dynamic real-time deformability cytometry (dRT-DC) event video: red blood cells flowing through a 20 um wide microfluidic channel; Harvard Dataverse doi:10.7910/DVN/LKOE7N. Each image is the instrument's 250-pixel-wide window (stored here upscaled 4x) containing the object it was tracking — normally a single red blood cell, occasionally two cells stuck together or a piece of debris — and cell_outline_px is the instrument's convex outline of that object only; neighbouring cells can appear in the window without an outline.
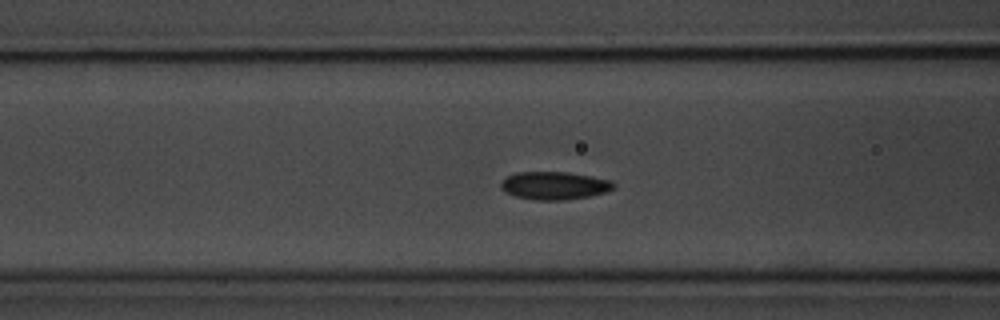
{"species": "common noctule bat (a hibernating species)", "species_latin": "Nyctalus noctula", "temperature_condition": "room temperature", "stored_images_in_passage": 48, "camera_frame_rate_fps": 3000, "um_per_image_px": 0.085, "animal": {"sex": "male", "body_mass_g": 20.1, "forearm_length_mm": 53.5}, "frame": {"image": 1, "passage_image": 21, "time_ms": 6.667, "image_size_px": [1000, 320], "cell_outline_px": [[616, 184], [612, 188], [604, 192], [592, 196], [564, 200], [536, 200], [516, 196], [504, 192], [500, 188], [500, 184], [508, 176], [516, 172], [568, 172], [592, 176], [612, 180]], "centroid_in_image_um": [47.13, 15.77], "position_along_channel_um": 119.5, "area_um2": 18.38}}
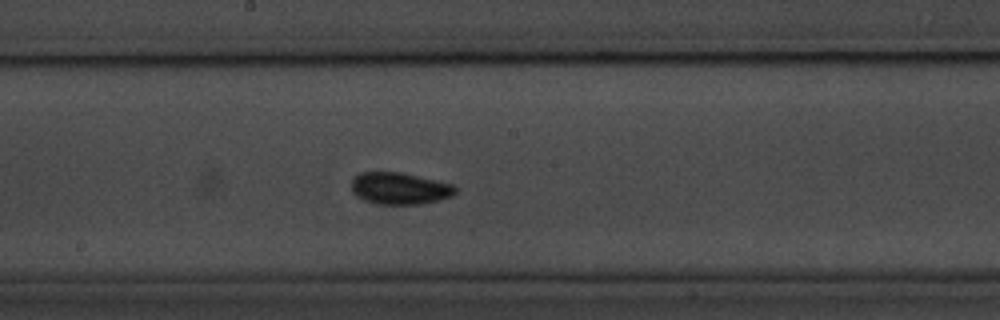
{"frame": {"image": 2, "passage_image": 29, "time_ms": 9.333, "image_size_px": [1000, 320], "cell_outline_px": [[456, 192], [452, 196], [440, 200], [420, 204], [376, 204], [364, 200], [356, 196], [352, 192], [352, 180], [360, 172], [400, 172], [452, 184], [456, 188]], "centroid_in_image_um": [33.96, 16.02], "position_along_channel_um": 214.2, "area_um2": 19.25}}
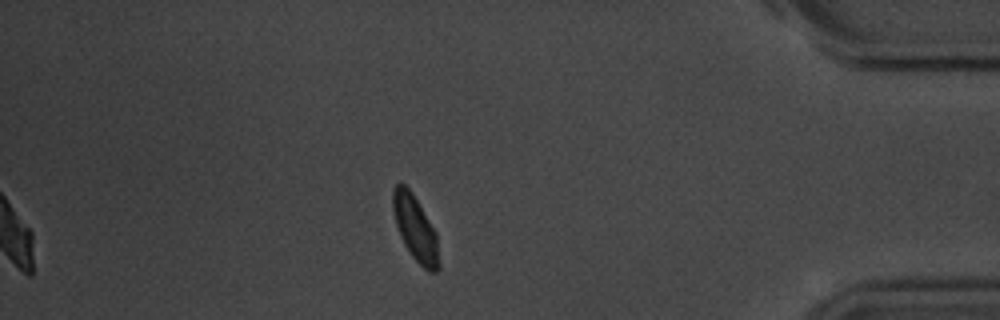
{"frame": {"image": 3, "passage_image": 48, "time_ms": 15.667, "image_size_px": [1000, 320], "cell_outline_px": [[440, 268], [436, 272], [428, 272], [412, 256], [404, 244], [400, 236], [396, 224], [392, 208], [392, 188], [400, 180], [412, 192], [436, 232], [440, 264]], "centroid_in_image_um": [35.29, 19.39], "position_along_channel_um": 399.9, "area_um2": 17.63}, "authors_computed_cell_mechanics": {"area_um2": 17.9758, "velocity_mm_per_s": 3.5516, "shape_relaxation_time_tau1_ms": 4.7052, "shape_relaxation_time_tau2_ms": 3.9672, "deformation_change_tau1": 0.1422, "deformation_change_tau2": 0.0444}}